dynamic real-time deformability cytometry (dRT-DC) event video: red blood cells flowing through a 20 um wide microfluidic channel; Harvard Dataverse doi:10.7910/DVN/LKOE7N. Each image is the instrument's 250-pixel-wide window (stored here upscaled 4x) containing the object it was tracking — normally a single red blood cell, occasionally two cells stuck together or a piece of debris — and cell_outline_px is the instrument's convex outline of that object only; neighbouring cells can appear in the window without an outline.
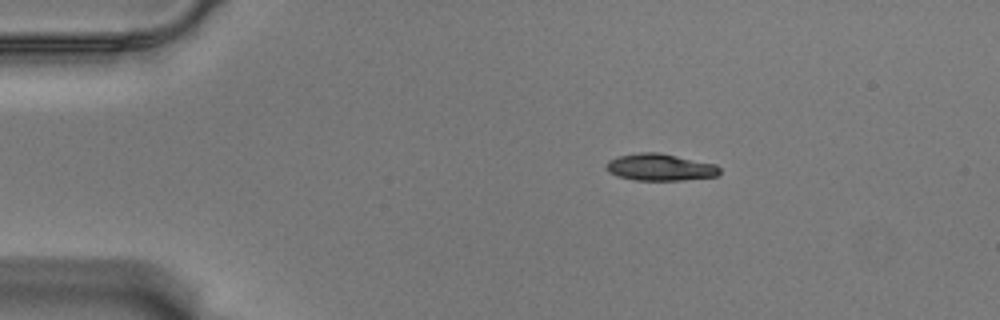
{"species": "Egyptian fruit bat (a non-hibernating species)", "species_latin": "Rousettus aegyptiacus", "temperature_condition": "warm", "stored_images_in_passage": 48, "camera_frame_rate_fps": 3000, "um_per_image_px": 0.085, "animal": {"sex": "male"}, "frame": {"image": 1, "passage_image": 1, "time_ms": 0.0, "image_size_px": [1000, 320], "cell_outline_px": [[720, 172], [716, 176], [684, 180], [636, 180], [616, 176], [608, 172], [604, 168], [604, 164], [608, 160], [616, 156], [640, 152], [660, 152], [716, 164], [720, 168]], "centroid_in_image_um": [56.05, 14.2], "position_along_channel_um": 28.9, "area_um2": 18.09}}
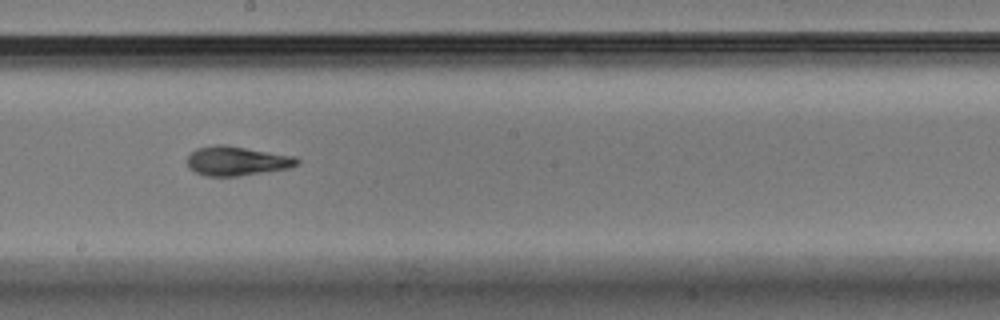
{"frame": {"image": 2, "passage_image": 23, "time_ms": 7.333, "image_size_px": [1000, 320], "cell_outline_px": [[300, 160], [296, 164], [288, 168], [240, 176], [204, 176], [188, 168], [188, 156], [196, 148], [216, 144], [224, 144], [296, 156]], "centroid_in_image_um": [20.11, 13.67], "position_along_channel_um": 228.1, "area_um2": 18.79}}
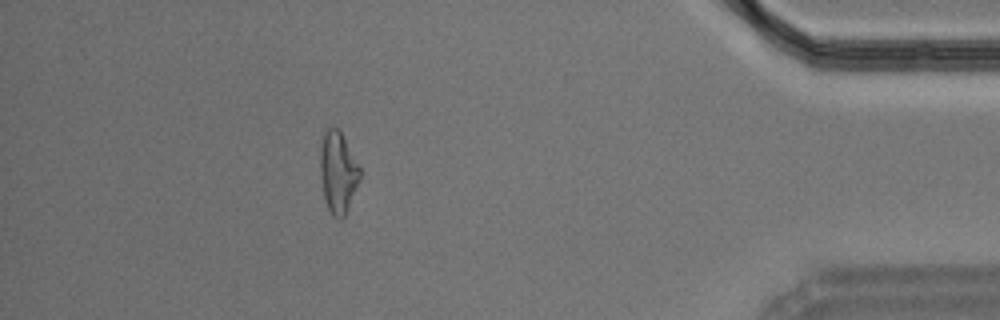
{"frame": {"image": 3, "passage_image": 42, "time_ms": 13.667, "image_size_px": [1000, 320], "cell_outline_px": [[360, 180], [344, 216], [340, 220], [332, 216], [328, 208], [324, 196], [320, 172], [320, 148], [324, 132], [328, 128], [340, 128], [360, 168]], "centroid_in_image_um": [28.73, 14.62], "position_along_channel_um": 406.5, "area_um2": 18.79}, "authors_computed_cell_mechanics": {"area_um2": 18.496, "velocity_mm_per_s": 3.5378, "shape_relaxation_time_tau1_ms": 8.1345, "shape_relaxation_time_tau2_ms": 3.1743, "deformation_change_tau1": 0.2344, "deformation_change_tau2": 0.1056}}